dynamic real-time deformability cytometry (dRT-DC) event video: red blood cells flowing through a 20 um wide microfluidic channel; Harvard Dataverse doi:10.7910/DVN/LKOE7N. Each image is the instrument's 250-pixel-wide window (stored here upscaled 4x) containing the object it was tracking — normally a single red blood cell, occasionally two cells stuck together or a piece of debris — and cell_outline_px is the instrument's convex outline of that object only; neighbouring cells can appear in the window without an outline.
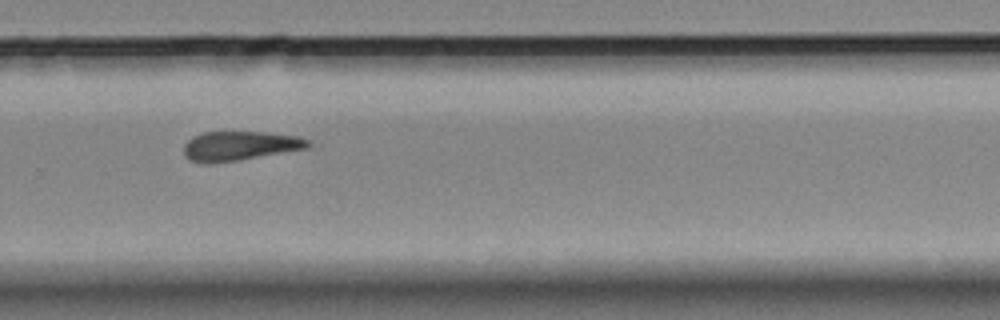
{"species": "Egyptian fruit bat (a non-hibernating species)", "species_latin": "Rousettus aegyptiacus", "temperature_condition": "room temperature", "stored_images_in_passage": 14, "camera_frame_rate_fps": 3000, "um_per_image_px": 0.085, "animal": {"sex": "female"}, "frame": {"image": 1, "passage_image": 10, "time_ms": 11.333, "image_size_px": [1000, 320], "cell_outline_px": [[312, 144], [308, 148], [240, 160], [208, 164], [204, 164], [188, 160], [184, 156], [184, 144], [192, 136], [204, 132], [264, 132], [300, 136], [308, 140]], "centroid_in_image_um": [20.36, 12.41], "position_along_channel_um": 309.4, "area_um2": 21.5}}
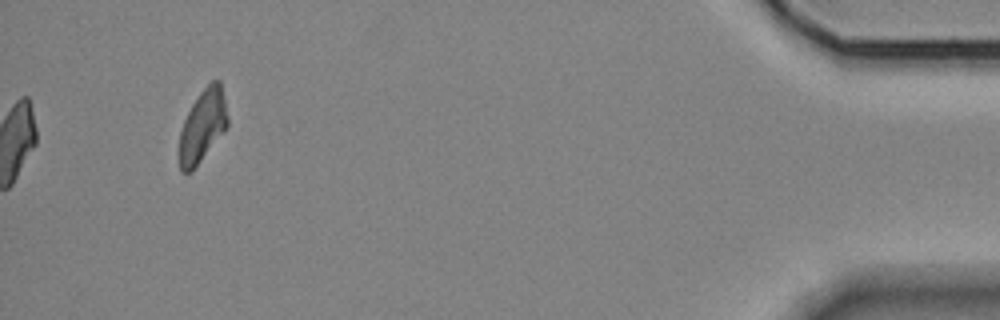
{"frame": {"image": 2, "passage_image": 14, "time_ms": 16.333, "image_size_px": [1000, 320], "cell_outline_px": [[228, 124], [224, 132], [192, 172], [180, 172], [180, 132], [184, 120], [192, 104], [200, 92], [212, 80], [220, 80], [224, 96], [228, 116]], "centroid_in_image_um": [17.24, 10.7], "position_along_channel_um": 418.0, "area_um2": 20.29}, "authors_computed_cell_mechanics": {"area_um2": 21.4149, "velocity_mm_per_s": 3.5976, "shape_relaxation_time_tau1_ms": null, "shape_relaxation_time_tau2_ms": 3.5108, "deformation_change_tau1": null, "deformation_change_tau2": 0.0904}}